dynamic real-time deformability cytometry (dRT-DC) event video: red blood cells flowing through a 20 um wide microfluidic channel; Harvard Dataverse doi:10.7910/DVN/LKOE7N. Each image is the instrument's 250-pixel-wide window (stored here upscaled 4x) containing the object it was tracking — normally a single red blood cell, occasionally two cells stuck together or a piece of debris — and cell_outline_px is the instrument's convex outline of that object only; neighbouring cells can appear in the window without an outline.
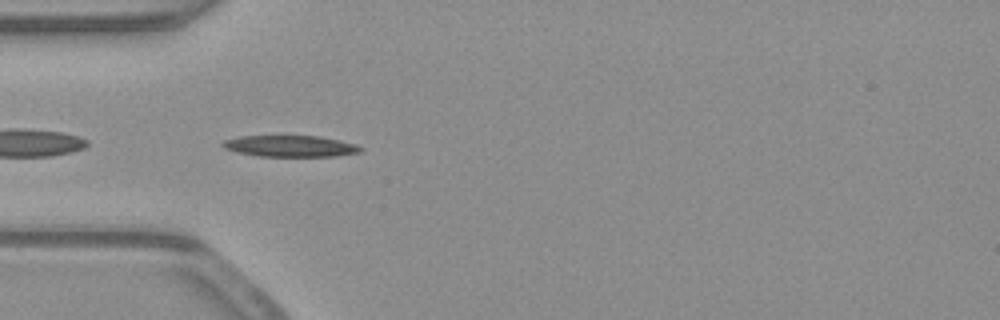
{"species": "common noctule bat (a hibernating species)", "species_latin": "Nyctalus noctula", "temperature_condition": "warm", "stored_images_in_passage": 40, "camera_frame_rate_fps": 3000, "um_per_image_px": 0.085, "animal": {"sex": "male", "body_mass_g": 23.1, "forearm_length_mm": 52.7}, "frame": {"image": 1, "passage_image": 3, "time_ms": 0.667, "image_size_px": [1000, 320], "cell_outline_px": [[364, 148], [360, 152], [336, 156], [256, 156], [236, 152], [224, 148], [220, 144], [224, 140], [240, 136], [320, 136], [340, 140], [356, 144]], "centroid_in_image_um": [24.67, 12.42], "position_along_channel_um": 60.3, "area_um2": 17.22}}
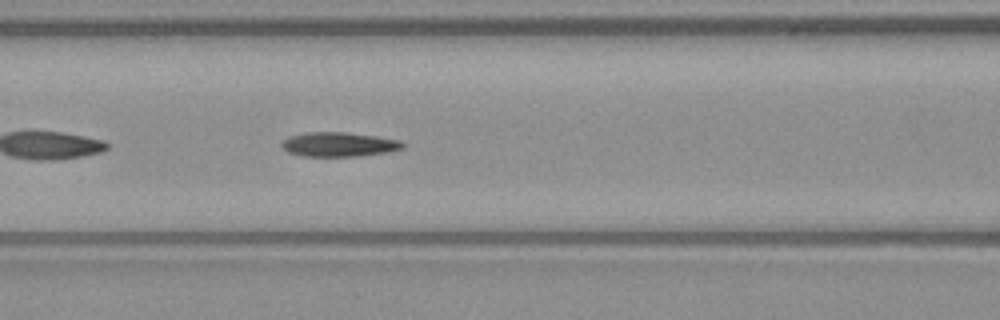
{"frame": {"image": 2, "passage_image": 9, "time_ms": 2.667, "image_size_px": [1000, 320], "cell_outline_px": [[404, 148], [388, 152], [356, 156], [300, 156], [288, 152], [280, 144], [288, 136], [304, 132], [344, 132], [376, 136], [400, 140], [404, 144]], "centroid_in_image_um": [28.79, 12.27], "position_along_channel_um": 137.8, "area_um2": 17.22}}
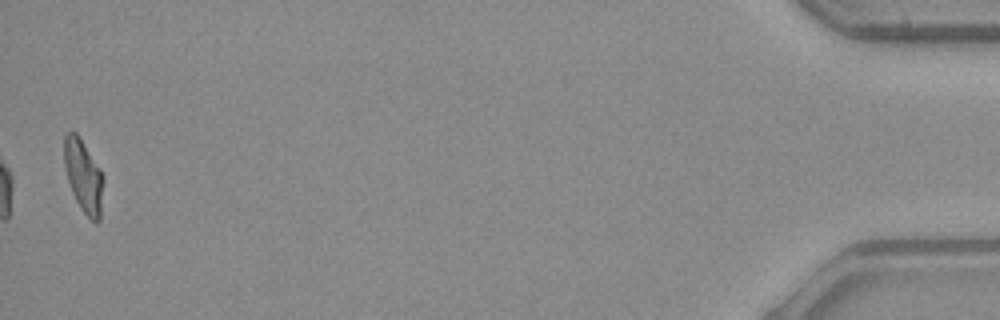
{"frame": {"image": 3, "passage_image": 39, "time_ms": 12.667, "image_size_px": [1000, 320], "cell_outline_px": [[104, 180], [100, 220], [96, 224], [84, 212], [76, 200], [72, 192], [64, 168], [64, 136], [68, 132], [76, 132], [80, 136], [100, 168], [104, 176]], "centroid_in_image_um": [7.11, 14.94], "position_along_channel_um": 428.1, "area_um2": 16.76}, "authors_computed_cell_mechanics": {"area_um2": 17.1666, "velocity_mm_per_s": 3.9198, "shape_relaxation_time_tau1_ms": null, "shape_relaxation_time_tau2_ms": 2.9738, "deformation_change_tau1": null, "deformation_change_tau2": 0.105}}